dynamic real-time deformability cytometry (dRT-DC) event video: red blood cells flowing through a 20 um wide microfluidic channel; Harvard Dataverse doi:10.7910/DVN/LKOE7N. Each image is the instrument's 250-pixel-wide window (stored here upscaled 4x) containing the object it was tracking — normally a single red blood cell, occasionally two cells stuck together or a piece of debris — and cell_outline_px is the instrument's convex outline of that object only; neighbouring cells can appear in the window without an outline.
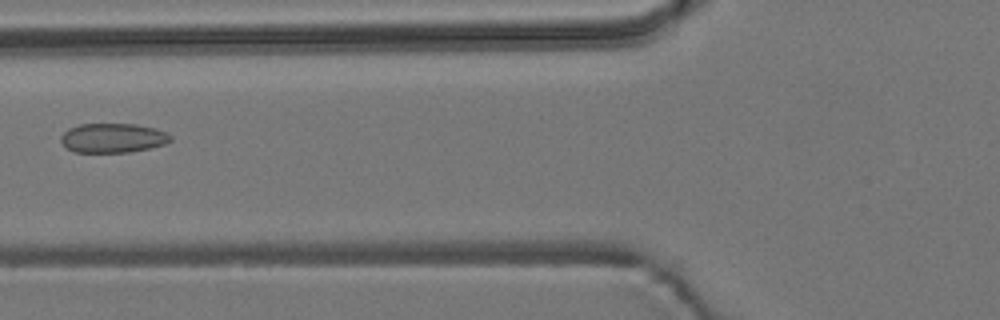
{"species": "common noctule bat (a hibernating species)", "species_latin": "Nyctalus noctula", "temperature_condition": "room temperature", "stored_images_in_passage": 4, "camera_frame_rate_fps": 3000, "um_per_image_px": 0.085, "animal": {"sex": "male", "body_mass_g": 19.2, "forearm_length_mm": 51.8}, "frame": {"image": 1, "passage_image": 4, "time_ms": 3.667, "image_size_px": [1000, 320], "cell_outline_px": [[172, 140], [164, 144], [148, 148], [128, 152], [76, 152], [68, 148], [60, 140], [60, 136], [68, 128], [80, 124], [136, 124], [156, 128], [168, 132], [172, 136]], "centroid_in_image_um": [9.62, 11.71], "position_along_channel_um": 116.2, "area_um2": 18.79}}